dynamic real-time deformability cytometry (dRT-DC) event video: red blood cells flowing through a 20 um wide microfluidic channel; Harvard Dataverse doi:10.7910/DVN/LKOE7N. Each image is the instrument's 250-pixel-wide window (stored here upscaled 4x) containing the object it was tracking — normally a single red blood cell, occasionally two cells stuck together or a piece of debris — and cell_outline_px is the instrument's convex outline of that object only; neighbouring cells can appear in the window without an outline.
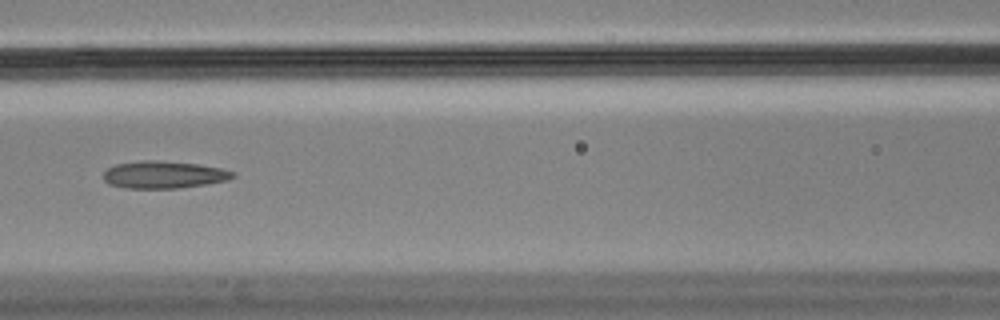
{"species": "Egyptian fruit bat (a non-hibernating species)", "species_latin": "Rousettus aegyptiacus", "temperature_condition": "cold", "stored_images_in_passage": 10, "camera_frame_rate_fps": 3000, "um_per_image_px": 0.085, "animal": {"sex": "male"}, "frame": {"image": 1, "passage_image": 7, "time_ms": 2.0, "image_size_px": [1000, 320], "cell_outline_px": [[236, 176], [228, 180], [180, 188], [124, 188], [108, 184], [104, 180], [104, 172], [108, 168], [116, 164], [144, 160], [152, 160], [196, 164], [220, 168], [236, 172]], "centroid_in_image_um": [13.91, 14.85], "position_along_channel_um": 152.7, "area_um2": 20.46}}
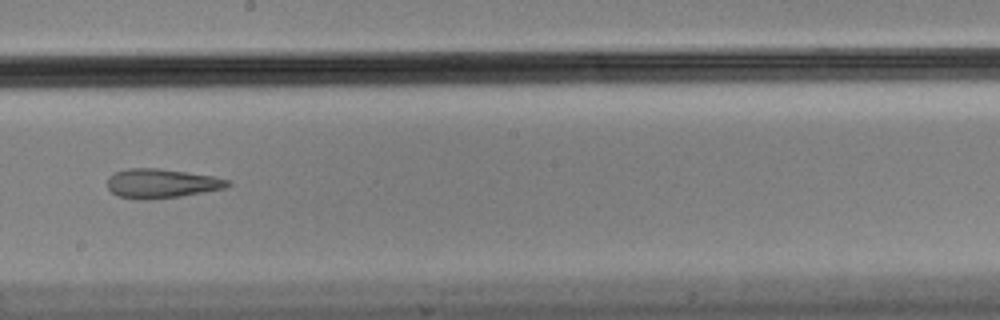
{"frame": {"image": 2, "passage_image": 9, "time_ms": 2.667, "image_size_px": [1000, 320], "cell_outline_px": [[232, 184], [224, 188], [204, 192], [180, 196], [152, 200], [140, 200], [116, 196], [108, 188], [108, 176], [116, 172], [128, 168], [156, 168], [212, 176], [232, 180]], "centroid_in_image_um": [13.71, 15.6], "position_along_channel_um": 234.5, "area_um2": 20.58}}
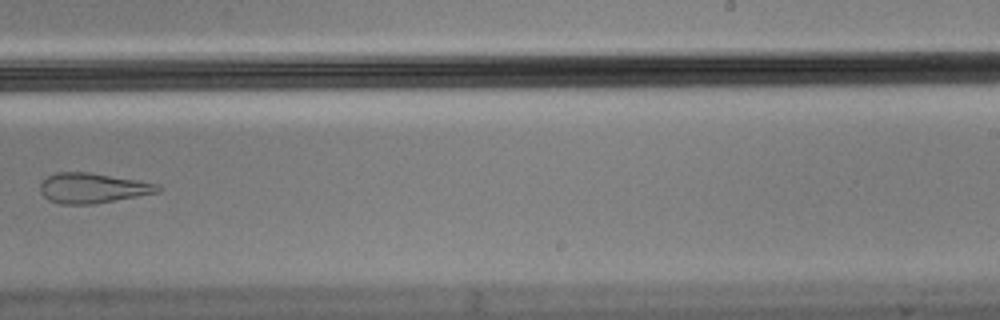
{"frame": {"image": 3, "passage_image": 10, "time_ms": 3.0, "image_size_px": [1000, 320], "cell_outline_px": [[164, 188], [160, 192], [92, 204], [60, 204], [48, 200], [40, 192], [40, 184], [48, 176], [56, 172], [88, 172], [160, 184]], "centroid_in_image_um": [7.88, 15.99], "position_along_channel_um": 281.1, "area_um2": 20.58}}